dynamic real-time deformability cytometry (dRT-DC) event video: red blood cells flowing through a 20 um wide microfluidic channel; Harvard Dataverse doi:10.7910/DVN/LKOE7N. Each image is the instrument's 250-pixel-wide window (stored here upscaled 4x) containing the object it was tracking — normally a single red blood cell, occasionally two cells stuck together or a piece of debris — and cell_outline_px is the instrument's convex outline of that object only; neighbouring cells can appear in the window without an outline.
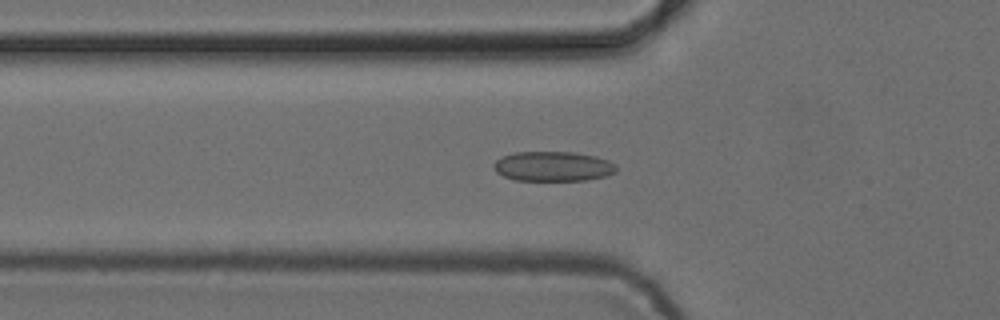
{"species": "common noctule bat (a hibernating species)", "species_latin": "Nyctalus noctula", "temperature_condition": "cold", "stored_images_in_passage": 52, "camera_frame_rate_fps": 3000, "um_per_image_px": 0.085, "animal": {"sex": "female", "body_mass_g": 24.6, "forearm_length_mm": 56.2}, "frame": {"image": 1, "passage_image": 17, "time_ms": 5.333, "image_size_px": [1000, 320], "cell_outline_px": [[616, 172], [608, 176], [588, 180], [516, 180], [504, 176], [496, 172], [492, 164], [496, 160], [504, 156], [516, 152], [572, 152], [596, 156], [608, 160], [616, 164]], "centroid_in_image_um": [47.04, 14.14], "position_along_channel_um": 78.8, "area_um2": 21.33}}
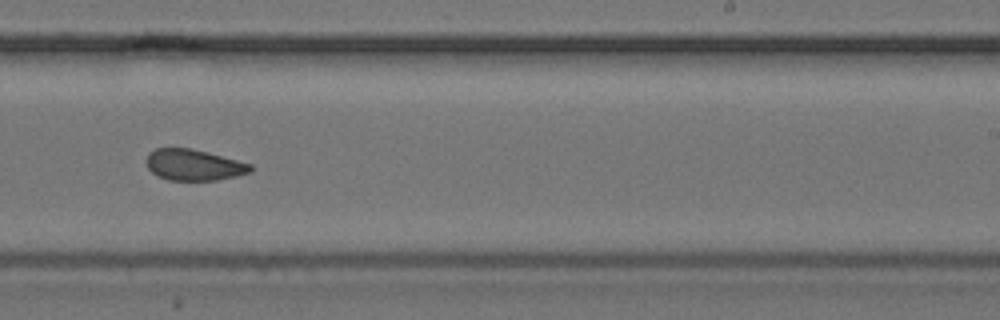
{"frame": {"image": 2, "passage_image": 32, "time_ms": 10.333, "image_size_px": [1000, 320], "cell_outline_px": [[252, 172], [236, 176], [216, 180], [168, 180], [156, 176], [148, 168], [148, 152], [156, 148], [192, 148], [208, 152], [252, 164]], "centroid_in_image_um": [16.49, 14.02], "position_along_channel_um": 272.5, "area_um2": 18.9}}
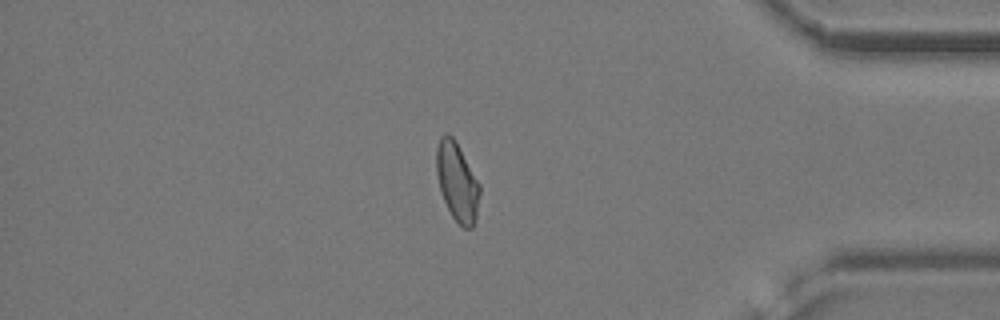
{"frame": {"image": 3, "passage_image": 44, "time_ms": 14.333, "image_size_px": [1000, 320], "cell_outline_px": [[480, 192], [476, 220], [472, 228], [464, 228], [452, 216], [440, 192], [436, 172], [436, 148], [440, 136], [444, 132], [448, 132], [452, 136], [480, 184]], "centroid_in_image_um": [38.84, 15.45], "position_along_channel_um": 396.4, "area_um2": 19.77}, "authors_computed_cell_mechanics": {"area_um2": 19.941, "velocity_mm_per_s": 3.8659, "shape_relaxation_time_tau1_ms": 6.5611, "shape_relaxation_time_tau2_ms": 1.7842, "deformation_change_tau1": 0.1151, "deformation_change_tau2": 0.0791}}